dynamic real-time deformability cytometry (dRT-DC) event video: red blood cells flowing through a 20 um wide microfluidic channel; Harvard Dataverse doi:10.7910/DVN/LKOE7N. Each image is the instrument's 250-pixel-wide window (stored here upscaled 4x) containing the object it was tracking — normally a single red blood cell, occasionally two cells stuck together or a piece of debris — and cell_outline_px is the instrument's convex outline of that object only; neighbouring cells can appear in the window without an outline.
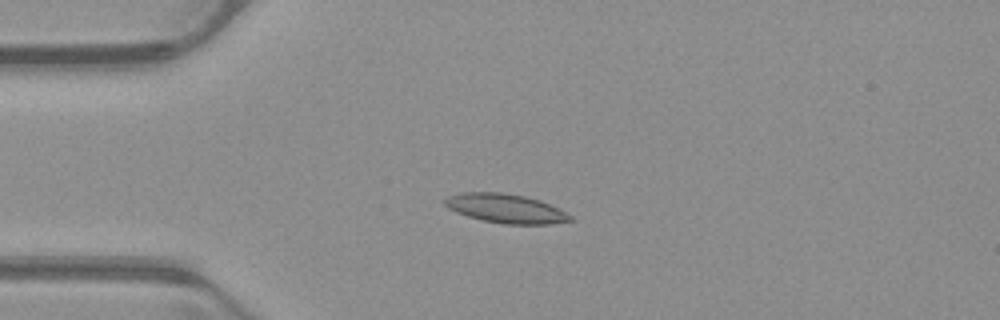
{"species": "common noctule bat (a hibernating species)", "species_latin": "Nyctalus noctula", "temperature_condition": "warm", "stored_images_in_passage": 51, "camera_frame_rate_fps": 3000, "um_per_image_px": 0.085, "animal": {"sex": "male", "body_mass_g": 23.1, "forearm_length_mm": 52.7}, "frame": {"image": 1, "passage_image": 12, "time_ms": 3.667, "image_size_px": [1000, 320], "cell_outline_px": [[576, 220], [552, 224], [504, 224], [484, 220], [468, 216], [456, 212], [448, 208], [440, 200], [448, 196], [460, 192], [504, 192], [524, 196], [540, 200], [572, 216]], "centroid_in_image_um": [42.95, 17.71], "position_along_channel_um": 42.1, "area_um2": 21.33}}
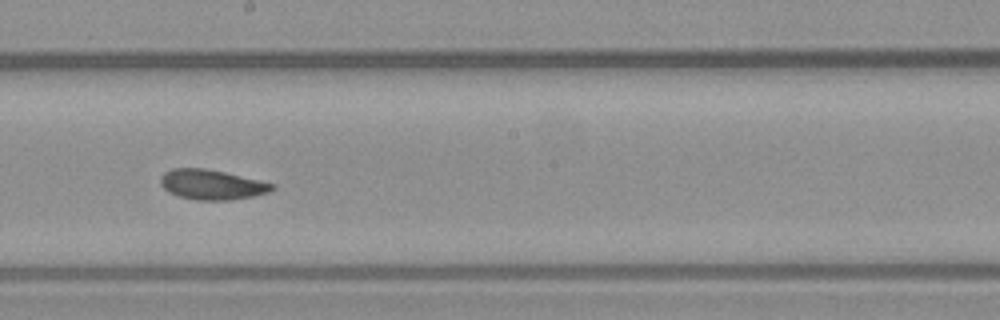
{"frame": {"image": 2, "passage_image": 28, "time_ms": 9.0, "image_size_px": [1000, 320], "cell_outline_px": [[276, 188], [268, 192], [252, 196], [232, 200], [196, 200], [180, 196], [168, 192], [160, 184], [160, 176], [164, 172], [172, 168], [204, 168], [224, 172], [276, 184]], "centroid_in_image_um": [17.99, 15.69], "position_along_channel_um": 230.2, "area_um2": 19.48}}
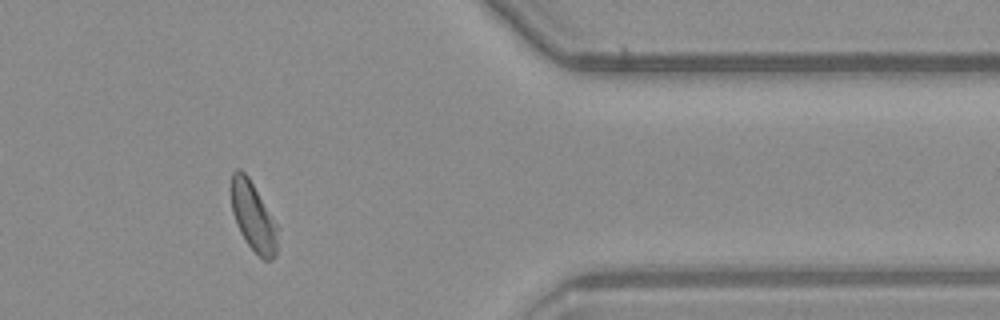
{"frame": {"image": 3, "passage_image": 42, "time_ms": 13.667, "image_size_px": [1000, 320], "cell_outline_px": [[280, 228], [276, 256], [272, 260], [264, 260], [248, 244], [240, 232], [236, 224], [232, 212], [232, 172], [236, 168], [240, 168], [248, 176]], "centroid_in_image_um": [21.57, 18.43], "position_along_channel_um": 389.8, "area_um2": 18.84}, "authors_computed_cell_mechanics": {"area_um2": 19.7098, "velocity_mm_per_s": 3.9333, "shape_relaxation_time_tau1_ms": 6.2782, "shape_relaxation_time_tau2_ms": 3.07, "deformation_change_tau1": 0.1834, "deformation_change_tau2": 0.0948}}